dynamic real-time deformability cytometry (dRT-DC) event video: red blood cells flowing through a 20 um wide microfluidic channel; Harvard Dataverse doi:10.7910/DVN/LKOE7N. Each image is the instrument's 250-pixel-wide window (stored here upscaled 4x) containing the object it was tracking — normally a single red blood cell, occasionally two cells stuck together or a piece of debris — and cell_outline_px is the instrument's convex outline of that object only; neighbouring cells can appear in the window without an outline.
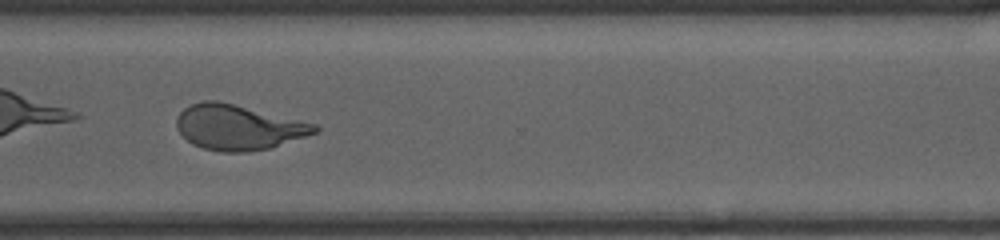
{"species": "human", "species_latin": "Homo sapiens", "temperature_condition": "cold", "stored_images_in_passage": 46, "camera_frame_rate_fps": 3000, "um_per_image_px": 0.085, "donor": {"sex": "male"}, "frame": {"image": 1, "passage_image": 45, "time_ms": 12.333, "image_size_px": [1000, 240], "cell_outline_px": [[320, 128], [316, 132], [268, 148], [248, 152], [220, 152], [204, 148], [192, 144], [180, 132], [176, 124], [176, 116], [184, 108], [192, 104], [204, 100], [216, 100], [316, 124]], "centroid_in_image_um": [20.2, 10.82], "position_along_channel_um": 350.4, "area_um2": 35.72}}